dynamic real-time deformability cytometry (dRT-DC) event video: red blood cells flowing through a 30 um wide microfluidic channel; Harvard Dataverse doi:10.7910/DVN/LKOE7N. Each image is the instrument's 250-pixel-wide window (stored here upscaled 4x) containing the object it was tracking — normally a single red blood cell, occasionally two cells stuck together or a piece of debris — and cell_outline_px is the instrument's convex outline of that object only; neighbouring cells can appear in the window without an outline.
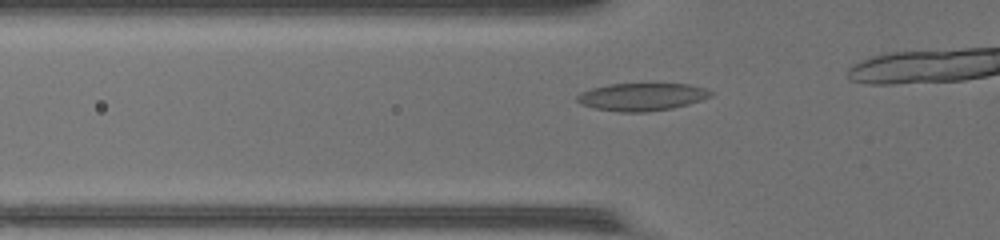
{"species": "common noctule bat (a hibernating species)", "species_latin": "Nyctalus noctula", "temperature_condition": "warm", "stored_images_in_passage": 9, "camera_frame_rate_fps": 3000, "um_per_image_px": 0.085, "animal": {"sex": "female", "body_mass_g": 17.0, "forearm_length_mm": 48.0}, "frame": {"image": 1, "passage_image": 4, "time_ms": 1.0, "image_size_px": [1000, 240], "cell_outline_px": [[716, 92], [712, 96], [688, 104], [672, 108], [648, 112], [620, 112], [592, 108], [580, 104], [576, 100], [576, 96], [580, 92], [592, 88], [612, 84], [688, 84], [704, 88]], "centroid_in_image_um": [54.55, 8.24], "position_along_channel_um": 71.3, "area_um2": 21.62}}
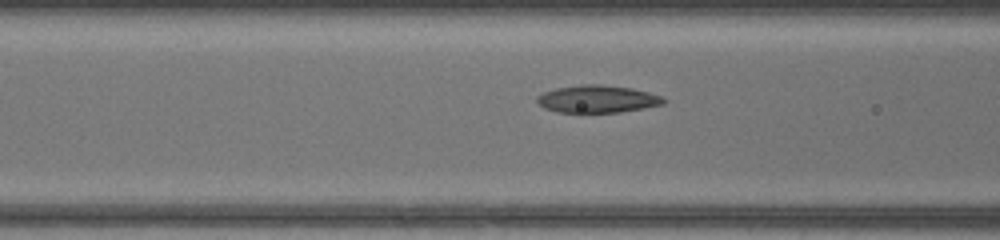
{"frame": {"image": 2, "passage_image": 7, "time_ms": 2.0, "image_size_px": [1000, 240], "cell_outline_px": [[668, 100], [664, 104], [644, 108], [620, 112], [556, 112], [544, 108], [536, 100], [536, 96], [544, 92], [556, 88], [580, 84], [600, 84], [632, 88], [648, 92], [660, 96]], "centroid_in_image_um": [50.78, 8.41], "position_along_channel_um": 115.8, "area_um2": 20.29}}